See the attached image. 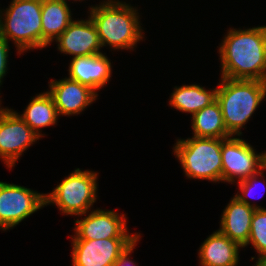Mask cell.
Instances as JSON below:
<instances>
[{
  "label": "cell",
  "mask_w": 266,
  "mask_h": 266,
  "mask_svg": "<svg viewBox=\"0 0 266 266\" xmlns=\"http://www.w3.org/2000/svg\"><path fill=\"white\" fill-rule=\"evenodd\" d=\"M227 33L218 50L221 77L266 82V26Z\"/></svg>",
  "instance_id": "1"
},
{
  "label": "cell",
  "mask_w": 266,
  "mask_h": 266,
  "mask_svg": "<svg viewBox=\"0 0 266 266\" xmlns=\"http://www.w3.org/2000/svg\"><path fill=\"white\" fill-rule=\"evenodd\" d=\"M90 19L94 23L102 45L113 50H133L143 39L139 12L126 2L104 3L89 7Z\"/></svg>",
  "instance_id": "2"
},
{
  "label": "cell",
  "mask_w": 266,
  "mask_h": 266,
  "mask_svg": "<svg viewBox=\"0 0 266 266\" xmlns=\"http://www.w3.org/2000/svg\"><path fill=\"white\" fill-rule=\"evenodd\" d=\"M266 98V82L221 77L216 100L220 104L227 132L241 136V128Z\"/></svg>",
  "instance_id": "3"
},
{
  "label": "cell",
  "mask_w": 266,
  "mask_h": 266,
  "mask_svg": "<svg viewBox=\"0 0 266 266\" xmlns=\"http://www.w3.org/2000/svg\"><path fill=\"white\" fill-rule=\"evenodd\" d=\"M41 12L42 0H12L6 10L0 9V34L14 42L20 55L42 49Z\"/></svg>",
  "instance_id": "4"
},
{
  "label": "cell",
  "mask_w": 266,
  "mask_h": 266,
  "mask_svg": "<svg viewBox=\"0 0 266 266\" xmlns=\"http://www.w3.org/2000/svg\"><path fill=\"white\" fill-rule=\"evenodd\" d=\"M173 148L186 177L222 182L221 139L193 136L178 139Z\"/></svg>",
  "instance_id": "5"
},
{
  "label": "cell",
  "mask_w": 266,
  "mask_h": 266,
  "mask_svg": "<svg viewBox=\"0 0 266 266\" xmlns=\"http://www.w3.org/2000/svg\"><path fill=\"white\" fill-rule=\"evenodd\" d=\"M98 174L75 169L51 193L45 194V206L54 204L61 213L71 216L88 214L97 199Z\"/></svg>",
  "instance_id": "6"
},
{
  "label": "cell",
  "mask_w": 266,
  "mask_h": 266,
  "mask_svg": "<svg viewBox=\"0 0 266 266\" xmlns=\"http://www.w3.org/2000/svg\"><path fill=\"white\" fill-rule=\"evenodd\" d=\"M45 206V194L0 181V229L17 226Z\"/></svg>",
  "instance_id": "7"
},
{
  "label": "cell",
  "mask_w": 266,
  "mask_h": 266,
  "mask_svg": "<svg viewBox=\"0 0 266 266\" xmlns=\"http://www.w3.org/2000/svg\"><path fill=\"white\" fill-rule=\"evenodd\" d=\"M222 182L246 180L263 169L262 153L239 137L221 139Z\"/></svg>",
  "instance_id": "8"
},
{
  "label": "cell",
  "mask_w": 266,
  "mask_h": 266,
  "mask_svg": "<svg viewBox=\"0 0 266 266\" xmlns=\"http://www.w3.org/2000/svg\"><path fill=\"white\" fill-rule=\"evenodd\" d=\"M40 137L31 127L8 107L0 115V159L12 169L30 146Z\"/></svg>",
  "instance_id": "9"
},
{
  "label": "cell",
  "mask_w": 266,
  "mask_h": 266,
  "mask_svg": "<svg viewBox=\"0 0 266 266\" xmlns=\"http://www.w3.org/2000/svg\"><path fill=\"white\" fill-rule=\"evenodd\" d=\"M126 217L116 211L95 209L83 219L75 220L72 239L96 240L107 238H138L140 233L129 234Z\"/></svg>",
  "instance_id": "10"
},
{
  "label": "cell",
  "mask_w": 266,
  "mask_h": 266,
  "mask_svg": "<svg viewBox=\"0 0 266 266\" xmlns=\"http://www.w3.org/2000/svg\"><path fill=\"white\" fill-rule=\"evenodd\" d=\"M137 238L72 239V266H113Z\"/></svg>",
  "instance_id": "11"
},
{
  "label": "cell",
  "mask_w": 266,
  "mask_h": 266,
  "mask_svg": "<svg viewBox=\"0 0 266 266\" xmlns=\"http://www.w3.org/2000/svg\"><path fill=\"white\" fill-rule=\"evenodd\" d=\"M48 83L50 91L47 92L53 98L59 116L80 114L98 97L97 92L89 86L67 77Z\"/></svg>",
  "instance_id": "12"
},
{
  "label": "cell",
  "mask_w": 266,
  "mask_h": 266,
  "mask_svg": "<svg viewBox=\"0 0 266 266\" xmlns=\"http://www.w3.org/2000/svg\"><path fill=\"white\" fill-rule=\"evenodd\" d=\"M55 41L57 49L72 58L102 53L98 32L89 16L87 20L72 21Z\"/></svg>",
  "instance_id": "13"
},
{
  "label": "cell",
  "mask_w": 266,
  "mask_h": 266,
  "mask_svg": "<svg viewBox=\"0 0 266 266\" xmlns=\"http://www.w3.org/2000/svg\"><path fill=\"white\" fill-rule=\"evenodd\" d=\"M111 67V61L104 53L74 57L69 64L68 78L87 85L96 92L109 82Z\"/></svg>",
  "instance_id": "14"
},
{
  "label": "cell",
  "mask_w": 266,
  "mask_h": 266,
  "mask_svg": "<svg viewBox=\"0 0 266 266\" xmlns=\"http://www.w3.org/2000/svg\"><path fill=\"white\" fill-rule=\"evenodd\" d=\"M254 212L255 208L234 196L223 210L218 230L244 248L249 240Z\"/></svg>",
  "instance_id": "15"
},
{
  "label": "cell",
  "mask_w": 266,
  "mask_h": 266,
  "mask_svg": "<svg viewBox=\"0 0 266 266\" xmlns=\"http://www.w3.org/2000/svg\"><path fill=\"white\" fill-rule=\"evenodd\" d=\"M240 248L237 242L216 230L200 246L199 263L201 266H237Z\"/></svg>",
  "instance_id": "16"
},
{
  "label": "cell",
  "mask_w": 266,
  "mask_h": 266,
  "mask_svg": "<svg viewBox=\"0 0 266 266\" xmlns=\"http://www.w3.org/2000/svg\"><path fill=\"white\" fill-rule=\"evenodd\" d=\"M68 3L42 0V49L54 42L73 21Z\"/></svg>",
  "instance_id": "17"
},
{
  "label": "cell",
  "mask_w": 266,
  "mask_h": 266,
  "mask_svg": "<svg viewBox=\"0 0 266 266\" xmlns=\"http://www.w3.org/2000/svg\"><path fill=\"white\" fill-rule=\"evenodd\" d=\"M17 114L40 138L44 137L40 129L54 126L59 117L53 98L47 91L33 97L23 114Z\"/></svg>",
  "instance_id": "18"
},
{
  "label": "cell",
  "mask_w": 266,
  "mask_h": 266,
  "mask_svg": "<svg viewBox=\"0 0 266 266\" xmlns=\"http://www.w3.org/2000/svg\"><path fill=\"white\" fill-rule=\"evenodd\" d=\"M216 93L217 87L209 91L197 84L175 86L173 93H171L169 106L193 115L214 102Z\"/></svg>",
  "instance_id": "19"
},
{
  "label": "cell",
  "mask_w": 266,
  "mask_h": 266,
  "mask_svg": "<svg viewBox=\"0 0 266 266\" xmlns=\"http://www.w3.org/2000/svg\"><path fill=\"white\" fill-rule=\"evenodd\" d=\"M192 130L195 137L226 139L231 137L224 123L217 100L192 115Z\"/></svg>",
  "instance_id": "20"
},
{
  "label": "cell",
  "mask_w": 266,
  "mask_h": 266,
  "mask_svg": "<svg viewBox=\"0 0 266 266\" xmlns=\"http://www.w3.org/2000/svg\"><path fill=\"white\" fill-rule=\"evenodd\" d=\"M252 244L258 257L266 255V209L258 208L252 216L250 236L247 244Z\"/></svg>",
  "instance_id": "21"
},
{
  "label": "cell",
  "mask_w": 266,
  "mask_h": 266,
  "mask_svg": "<svg viewBox=\"0 0 266 266\" xmlns=\"http://www.w3.org/2000/svg\"><path fill=\"white\" fill-rule=\"evenodd\" d=\"M264 170L262 169L260 172L250 176L249 178H247L246 180H243L239 183H237L239 185V190L241 191V193H236L234 196L237 197L240 201L246 203L247 205L249 206H252L253 208L255 209H258V208H263L261 206H258L257 204L254 205V204H251L250 201H248L247 197H251L254 199V195H253V192L255 193L254 190H256V186L258 185L257 183L261 182V180H259V177L261 178L262 176L264 177L263 175V172ZM259 176V177H258ZM264 185V184H262ZM258 187V186H257ZM265 189V188H264ZM265 191V190H264Z\"/></svg>",
  "instance_id": "22"
},
{
  "label": "cell",
  "mask_w": 266,
  "mask_h": 266,
  "mask_svg": "<svg viewBox=\"0 0 266 266\" xmlns=\"http://www.w3.org/2000/svg\"><path fill=\"white\" fill-rule=\"evenodd\" d=\"M9 48L8 41L0 34V86L2 85V80L8 70L7 63L9 58Z\"/></svg>",
  "instance_id": "23"
},
{
  "label": "cell",
  "mask_w": 266,
  "mask_h": 266,
  "mask_svg": "<svg viewBox=\"0 0 266 266\" xmlns=\"http://www.w3.org/2000/svg\"><path fill=\"white\" fill-rule=\"evenodd\" d=\"M139 239L140 238L138 237L131 245L127 247V249L119 256L113 266H137L136 262L131 260L130 254L135 249Z\"/></svg>",
  "instance_id": "24"
},
{
  "label": "cell",
  "mask_w": 266,
  "mask_h": 266,
  "mask_svg": "<svg viewBox=\"0 0 266 266\" xmlns=\"http://www.w3.org/2000/svg\"><path fill=\"white\" fill-rule=\"evenodd\" d=\"M257 259H258L257 261H258L262 266H266V255H263V256H261V257H258Z\"/></svg>",
  "instance_id": "25"
},
{
  "label": "cell",
  "mask_w": 266,
  "mask_h": 266,
  "mask_svg": "<svg viewBox=\"0 0 266 266\" xmlns=\"http://www.w3.org/2000/svg\"><path fill=\"white\" fill-rule=\"evenodd\" d=\"M262 164H263V170H266V151L262 152Z\"/></svg>",
  "instance_id": "26"
},
{
  "label": "cell",
  "mask_w": 266,
  "mask_h": 266,
  "mask_svg": "<svg viewBox=\"0 0 266 266\" xmlns=\"http://www.w3.org/2000/svg\"><path fill=\"white\" fill-rule=\"evenodd\" d=\"M118 2H123V1H119V0H107V1H104V3H118Z\"/></svg>",
  "instance_id": "27"
},
{
  "label": "cell",
  "mask_w": 266,
  "mask_h": 266,
  "mask_svg": "<svg viewBox=\"0 0 266 266\" xmlns=\"http://www.w3.org/2000/svg\"><path fill=\"white\" fill-rule=\"evenodd\" d=\"M5 110V108L3 107H1V100H0V115H1V113L3 112Z\"/></svg>",
  "instance_id": "28"
},
{
  "label": "cell",
  "mask_w": 266,
  "mask_h": 266,
  "mask_svg": "<svg viewBox=\"0 0 266 266\" xmlns=\"http://www.w3.org/2000/svg\"><path fill=\"white\" fill-rule=\"evenodd\" d=\"M253 266H262L258 261Z\"/></svg>",
  "instance_id": "29"
},
{
  "label": "cell",
  "mask_w": 266,
  "mask_h": 266,
  "mask_svg": "<svg viewBox=\"0 0 266 266\" xmlns=\"http://www.w3.org/2000/svg\"><path fill=\"white\" fill-rule=\"evenodd\" d=\"M61 1H63V2H65V3H67V0H61ZM73 1H82V0H73Z\"/></svg>",
  "instance_id": "30"
}]
</instances>
